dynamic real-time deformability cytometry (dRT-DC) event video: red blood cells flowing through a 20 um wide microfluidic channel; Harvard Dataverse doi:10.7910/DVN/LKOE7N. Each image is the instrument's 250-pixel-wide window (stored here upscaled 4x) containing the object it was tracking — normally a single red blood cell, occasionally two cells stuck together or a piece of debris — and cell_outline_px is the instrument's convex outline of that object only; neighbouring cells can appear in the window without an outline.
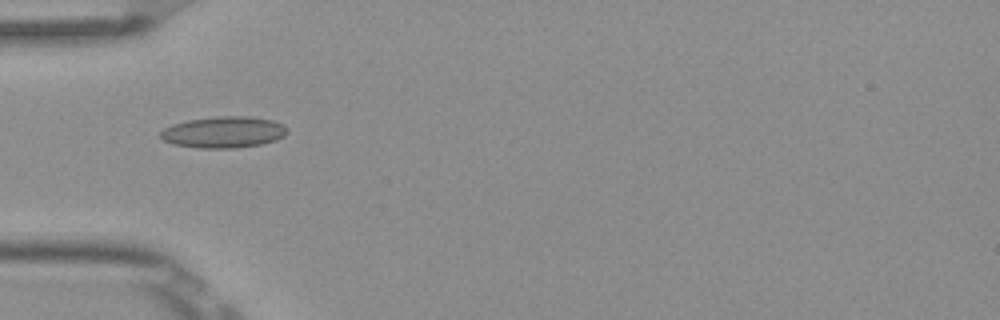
{"species": "Egyptian fruit bat (a non-hibernating species)", "species_latin": "Rousettus aegyptiacus", "temperature_condition": "room temperature", "stored_images_in_passage": 5, "camera_frame_rate_fps": 3000, "um_per_image_px": 0.085, "frame": {"image": 1, "passage_image": 5, "time_ms": 1.333, "image_size_px": [1000, 320], "cell_outline_px": [[288, 132], [284, 136], [276, 140], [260, 144], [236, 148], [196, 148], [172, 144], [164, 140], [160, 136], [160, 132], [164, 128], [172, 124], [188, 120], [216, 116], [252, 116], [272, 120], [284, 124], [288, 128]], "centroid_in_image_um": [19.02, 11.23], "position_along_channel_um": 66.0, "area_um2": 23.41}}